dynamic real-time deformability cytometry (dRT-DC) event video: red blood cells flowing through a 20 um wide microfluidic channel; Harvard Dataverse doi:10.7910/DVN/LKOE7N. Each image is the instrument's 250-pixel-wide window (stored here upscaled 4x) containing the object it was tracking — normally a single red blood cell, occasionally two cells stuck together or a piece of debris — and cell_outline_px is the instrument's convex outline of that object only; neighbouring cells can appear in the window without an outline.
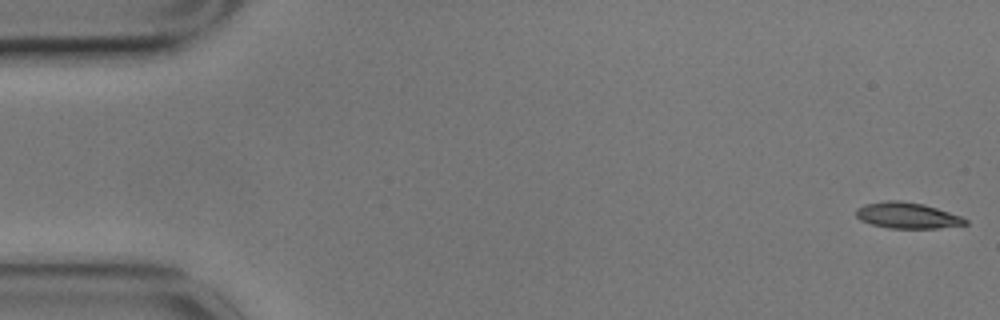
{"species": "common noctule bat (a hibernating species)", "species_latin": "Nyctalus noctula", "temperature_condition": "cold", "stored_images_in_passage": 57, "camera_frame_rate_fps": 3000, "um_per_image_px": 0.085, "animal": {"sex": "male", "body_mass_g": 17.9}, "frame": {"image": 1, "passage_image": 1, "time_ms": 0.0, "image_size_px": [1000, 320], "cell_outline_px": [[968, 224], [936, 228], [888, 228], [872, 224], [860, 220], [856, 216], [856, 208], [864, 204], [884, 200], [900, 200], [924, 204], [960, 216], [968, 220]], "centroid_in_image_um": [77.08, 18.3], "position_along_channel_um": 7.9, "area_um2": 16.53}}
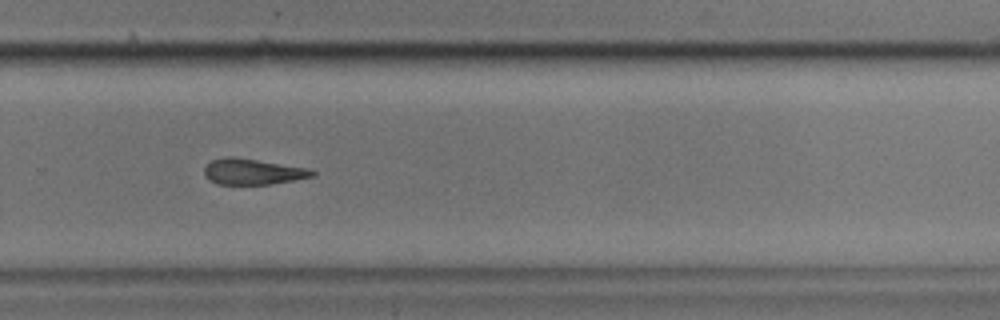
{"frame": {"image": 2, "passage_image": 38, "time_ms": 12.333, "image_size_px": [1000, 320], "cell_outline_px": [[316, 176], [272, 184], [216, 184], [208, 180], [204, 176], [204, 168], [212, 160], [228, 156], [236, 156], [312, 168], [316, 172]], "centroid_in_image_um": [21.53, 14.58], "position_along_channel_um": 308.3, "area_um2": 16.7}}
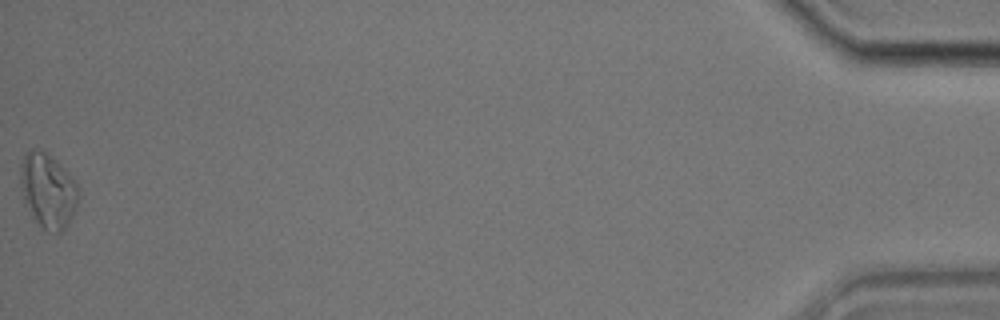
{"frame": {"image": 3, "passage_image": 57, "time_ms": 18.667, "image_size_px": [1000, 320], "cell_outline_px": [[80, 196], [76, 208], [68, 224], [60, 232], [48, 232], [32, 220], [24, 204], [20, 184], [20, 164], [24, 152], [32, 148], [36, 148], [48, 152], [64, 168], [76, 184], [80, 192]], "centroid_in_image_um": [4.04, 16.19], "position_along_channel_um": 431.2, "area_um2": 25.89}, "authors_computed_cell_mechanics": {"area_um2": 17.5712, "velocity_mm_per_s": 3.4963, "shape_relaxation_time_tau1_ms": 5.016, "shape_relaxation_time_tau2_ms": 5.7656, "deformation_change_tau1": 0.1083, "deformation_change_tau2": 0.1529}}